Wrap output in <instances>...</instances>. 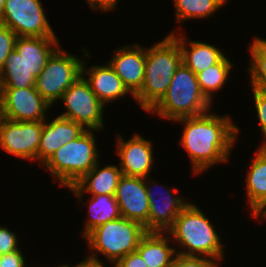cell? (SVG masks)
Listing matches in <instances>:
<instances>
[{
  "mask_svg": "<svg viewBox=\"0 0 266 267\" xmlns=\"http://www.w3.org/2000/svg\"><path fill=\"white\" fill-rule=\"evenodd\" d=\"M175 121L185 124L180 140L192 162L193 172L199 174L216 163L228 161L239 128L229 116L208 112Z\"/></svg>",
  "mask_w": 266,
  "mask_h": 267,
  "instance_id": "6da1fadb",
  "label": "cell"
},
{
  "mask_svg": "<svg viewBox=\"0 0 266 267\" xmlns=\"http://www.w3.org/2000/svg\"><path fill=\"white\" fill-rule=\"evenodd\" d=\"M181 64L182 52L178 41L171 34L146 49L143 86L134 96L144 111L149 112L166 94Z\"/></svg>",
  "mask_w": 266,
  "mask_h": 267,
  "instance_id": "7a4b0ae2",
  "label": "cell"
},
{
  "mask_svg": "<svg viewBox=\"0 0 266 267\" xmlns=\"http://www.w3.org/2000/svg\"><path fill=\"white\" fill-rule=\"evenodd\" d=\"M167 233L186 249L176 252L177 254L200 257L204 255L219 261L224 259L219 235L203 212L194 204L188 202L165 234Z\"/></svg>",
  "mask_w": 266,
  "mask_h": 267,
  "instance_id": "3957f363",
  "label": "cell"
},
{
  "mask_svg": "<svg viewBox=\"0 0 266 267\" xmlns=\"http://www.w3.org/2000/svg\"><path fill=\"white\" fill-rule=\"evenodd\" d=\"M210 105L200 89L197 75L182 63L175 71L166 94L149 112L175 121L204 114L210 110Z\"/></svg>",
  "mask_w": 266,
  "mask_h": 267,
  "instance_id": "277c9868",
  "label": "cell"
},
{
  "mask_svg": "<svg viewBox=\"0 0 266 267\" xmlns=\"http://www.w3.org/2000/svg\"><path fill=\"white\" fill-rule=\"evenodd\" d=\"M95 142L92 130L87 129L55 151L43 167L51 171L61 186H73L99 162Z\"/></svg>",
  "mask_w": 266,
  "mask_h": 267,
  "instance_id": "5b68a950",
  "label": "cell"
},
{
  "mask_svg": "<svg viewBox=\"0 0 266 267\" xmlns=\"http://www.w3.org/2000/svg\"><path fill=\"white\" fill-rule=\"evenodd\" d=\"M146 233L142 224L121 216L98 226L85 239L90 249L102 253L115 264L127 254L136 251Z\"/></svg>",
  "mask_w": 266,
  "mask_h": 267,
  "instance_id": "8992f818",
  "label": "cell"
},
{
  "mask_svg": "<svg viewBox=\"0 0 266 267\" xmlns=\"http://www.w3.org/2000/svg\"><path fill=\"white\" fill-rule=\"evenodd\" d=\"M82 64V59L59 47L37 76L36 90L50 105L60 101L62 94L82 75Z\"/></svg>",
  "mask_w": 266,
  "mask_h": 267,
  "instance_id": "52a82bcc",
  "label": "cell"
},
{
  "mask_svg": "<svg viewBox=\"0 0 266 267\" xmlns=\"http://www.w3.org/2000/svg\"><path fill=\"white\" fill-rule=\"evenodd\" d=\"M39 0H6L0 23L17 37H56Z\"/></svg>",
  "mask_w": 266,
  "mask_h": 267,
  "instance_id": "ba28073f",
  "label": "cell"
},
{
  "mask_svg": "<svg viewBox=\"0 0 266 267\" xmlns=\"http://www.w3.org/2000/svg\"><path fill=\"white\" fill-rule=\"evenodd\" d=\"M67 111L59 116L80 124L85 130L103 128L104 104L91 90L85 76L81 75L60 98Z\"/></svg>",
  "mask_w": 266,
  "mask_h": 267,
  "instance_id": "9c48e42d",
  "label": "cell"
},
{
  "mask_svg": "<svg viewBox=\"0 0 266 267\" xmlns=\"http://www.w3.org/2000/svg\"><path fill=\"white\" fill-rule=\"evenodd\" d=\"M43 122H17L2 117L0 147L7 153L22 159L38 160Z\"/></svg>",
  "mask_w": 266,
  "mask_h": 267,
  "instance_id": "30bf717a",
  "label": "cell"
},
{
  "mask_svg": "<svg viewBox=\"0 0 266 267\" xmlns=\"http://www.w3.org/2000/svg\"><path fill=\"white\" fill-rule=\"evenodd\" d=\"M2 117L17 122L44 121L51 105L36 87L1 88Z\"/></svg>",
  "mask_w": 266,
  "mask_h": 267,
  "instance_id": "8fae6325",
  "label": "cell"
},
{
  "mask_svg": "<svg viewBox=\"0 0 266 267\" xmlns=\"http://www.w3.org/2000/svg\"><path fill=\"white\" fill-rule=\"evenodd\" d=\"M115 198L121 216L139 222L149 232V199L145 178L122 175Z\"/></svg>",
  "mask_w": 266,
  "mask_h": 267,
  "instance_id": "7c38bea8",
  "label": "cell"
},
{
  "mask_svg": "<svg viewBox=\"0 0 266 267\" xmlns=\"http://www.w3.org/2000/svg\"><path fill=\"white\" fill-rule=\"evenodd\" d=\"M117 153L123 175L147 178L153 163V146L151 141L141 135H134L129 140L123 141L121 135L117 136Z\"/></svg>",
  "mask_w": 266,
  "mask_h": 267,
  "instance_id": "4fadbf2b",
  "label": "cell"
},
{
  "mask_svg": "<svg viewBox=\"0 0 266 267\" xmlns=\"http://www.w3.org/2000/svg\"><path fill=\"white\" fill-rule=\"evenodd\" d=\"M115 53L108 63L134 97L143 86L146 50L135 44L119 48Z\"/></svg>",
  "mask_w": 266,
  "mask_h": 267,
  "instance_id": "5bb4252c",
  "label": "cell"
},
{
  "mask_svg": "<svg viewBox=\"0 0 266 267\" xmlns=\"http://www.w3.org/2000/svg\"><path fill=\"white\" fill-rule=\"evenodd\" d=\"M43 122L40 144L38 149V160L42 165L61 146L78 138L85 129L78 123L61 116L56 117L50 123Z\"/></svg>",
  "mask_w": 266,
  "mask_h": 267,
  "instance_id": "9a60e30c",
  "label": "cell"
},
{
  "mask_svg": "<svg viewBox=\"0 0 266 267\" xmlns=\"http://www.w3.org/2000/svg\"><path fill=\"white\" fill-rule=\"evenodd\" d=\"M146 179L145 186L150 205L149 232L166 233L173 226L175 219L188 203L182 200V198L174 196L175 193L172 190L166 191V195L163 194L165 192H161L160 200L157 199V196L154 194L155 191L153 192L152 187H150V181ZM162 196L165 197V200Z\"/></svg>",
  "mask_w": 266,
  "mask_h": 267,
  "instance_id": "2e32d148",
  "label": "cell"
},
{
  "mask_svg": "<svg viewBox=\"0 0 266 267\" xmlns=\"http://www.w3.org/2000/svg\"><path fill=\"white\" fill-rule=\"evenodd\" d=\"M99 167V162L85 174L77 183L68 187L77 196L82 199L83 191L92 195H112L115 196L118 182L123 175L120 168L116 165H107Z\"/></svg>",
  "mask_w": 266,
  "mask_h": 267,
  "instance_id": "e0dca14e",
  "label": "cell"
},
{
  "mask_svg": "<svg viewBox=\"0 0 266 267\" xmlns=\"http://www.w3.org/2000/svg\"><path fill=\"white\" fill-rule=\"evenodd\" d=\"M85 72L88 75V78H85V80L89 83L96 97L104 105L109 101H114V99L122 98L127 93L132 94L109 63L106 66L95 65L88 70L85 68L84 61L82 64V75Z\"/></svg>",
  "mask_w": 266,
  "mask_h": 267,
  "instance_id": "ac0fdd59",
  "label": "cell"
},
{
  "mask_svg": "<svg viewBox=\"0 0 266 267\" xmlns=\"http://www.w3.org/2000/svg\"><path fill=\"white\" fill-rule=\"evenodd\" d=\"M56 37H17L14 49L25 60L27 69L36 78L48 59L59 48Z\"/></svg>",
  "mask_w": 266,
  "mask_h": 267,
  "instance_id": "d6986e66",
  "label": "cell"
},
{
  "mask_svg": "<svg viewBox=\"0 0 266 267\" xmlns=\"http://www.w3.org/2000/svg\"><path fill=\"white\" fill-rule=\"evenodd\" d=\"M255 154L245 181L251 216L258 218L266 210V147Z\"/></svg>",
  "mask_w": 266,
  "mask_h": 267,
  "instance_id": "ffe728a7",
  "label": "cell"
},
{
  "mask_svg": "<svg viewBox=\"0 0 266 267\" xmlns=\"http://www.w3.org/2000/svg\"><path fill=\"white\" fill-rule=\"evenodd\" d=\"M173 32L171 35L178 41L182 52V63L190 68L196 75L218 63L223 57V53L217 47L205 42L190 41V49L186 48V40L182 35Z\"/></svg>",
  "mask_w": 266,
  "mask_h": 267,
  "instance_id": "44dd1931",
  "label": "cell"
},
{
  "mask_svg": "<svg viewBox=\"0 0 266 267\" xmlns=\"http://www.w3.org/2000/svg\"><path fill=\"white\" fill-rule=\"evenodd\" d=\"M166 237L164 232H147L140 240L136 251L148 267H171L177 250L168 245L170 238Z\"/></svg>",
  "mask_w": 266,
  "mask_h": 267,
  "instance_id": "7402d4cb",
  "label": "cell"
},
{
  "mask_svg": "<svg viewBox=\"0 0 266 267\" xmlns=\"http://www.w3.org/2000/svg\"><path fill=\"white\" fill-rule=\"evenodd\" d=\"M1 88L35 87L36 77L27 69L25 60L13 49L0 70Z\"/></svg>",
  "mask_w": 266,
  "mask_h": 267,
  "instance_id": "603a6c76",
  "label": "cell"
},
{
  "mask_svg": "<svg viewBox=\"0 0 266 267\" xmlns=\"http://www.w3.org/2000/svg\"><path fill=\"white\" fill-rule=\"evenodd\" d=\"M89 203V215L91 217L84 226V238L98 226L121 217L115 196L92 195V199Z\"/></svg>",
  "mask_w": 266,
  "mask_h": 267,
  "instance_id": "cb8c5ba5",
  "label": "cell"
},
{
  "mask_svg": "<svg viewBox=\"0 0 266 267\" xmlns=\"http://www.w3.org/2000/svg\"><path fill=\"white\" fill-rule=\"evenodd\" d=\"M232 63L224 56L218 63L209 66L197 74L198 83L202 93L212 102L214 91L222 89L232 69Z\"/></svg>",
  "mask_w": 266,
  "mask_h": 267,
  "instance_id": "d4e9b609",
  "label": "cell"
},
{
  "mask_svg": "<svg viewBox=\"0 0 266 267\" xmlns=\"http://www.w3.org/2000/svg\"><path fill=\"white\" fill-rule=\"evenodd\" d=\"M177 22L193 18H207L228 0H173Z\"/></svg>",
  "mask_w": 266,
  "mask_h": 267,
  "instance_id": "484cf974",
  "label": "cell"
},
{
  "mask_svg": "<svg viewBox=\"0 0 266 267\" xmlns=\"http://www.w3.org/2000/svg\"><path fill=\"white\" fill-rule=\"evenodd\" d=\"M251 67H249L252 88L266 92V40L255 38L250 46Z\"/></svg>",
  "mask_w": 266,
  "mask_h": 267,
  "instance_id": "4316f807",
  "label": "cell"
},
{
  "mask_svg": "<svg viewBox=\"0 0 266 267\" xmlns=\"http://www.w3.org/2000/svg\"><path fill=\"white\" fill-rule=\"evenodd\" d=\"M17 35L9 27L0 23V70L6 58L15 47Z\"/></svg>",
  "mask_w": 266,
  "mask_h": 267,
  "instance_id": "83f0119b",
  "label": "cell"
},
{
  "mask_svg": "<svg viewBox=\"0 0 266 267\" xmlns=\"http://www.w3.org/2000/svg\"><path fill=\"white\" fill-rule=\"evenodd\" d=\"M215 261L206 257L176 254L171 267H217L218 264Z\"/></svg>",
  "mask_w": 266,
  "mask_h": 267,
  "instance_id": "f1b7e54d",
  "label": "cell"
},
{
  "mask_svg": "<svg viewBox=\"0 0 266 267\" xmlns=\"http://www.w3.org/2000/svg\"><path fill=\"white\" fill-rule=\"evenodd\" d=\"M253 95H254V102L259 118L260 129L262 130V134L266 139V92L252 88ZM266 145V140L261 144V146Z\"/></svg>",
  "mask_w": 266,
  "mask_h": 267,
  "instance_id": "f546056e",
  "label": "cell"
},
{
  "mask_svg": "<svg viewBox=\"0 0 266 267\" xmlns=\"http://www.w3.org/2000/svg\"><path fill=\"white\" fill-rule=\"evenodd\" d=\"M16 234L10 232L7 227L0 226V255L18 250Z\"/></svg>",
  "mask_w": 266,
  "mask_h": 267,
  "instance_id": "4dcf8cb0",
  "label": "cell"
},
{
  "mask_svg": "<svg viewBox=\"0 0 266 267\" xmlns=\"http://www.w3.org/2000/svg\"><path fill=\"white\" fill-rule=\"evenodd\" d=\"M0 267H25V259L18 249L14 252L0 255Z\"/></svg>",
  "mask_w": 266,
  "mask_h": 267,
  "instance_id": "1f68e13d",
  "label": "cell"
},
{
  "mask_svg": "<svg viewBox=\"0 0 266 267\" xmlns=\"http://www.w3.org/2000/svg\"><path fill=\"white\" fill-rule=\"evenodd\" d=\"M114 267H148L137 251L131 252L118 260Z\"/></svg>",
  "mask_w": 266,
  "mask_h": 267,
  "instance_id": "d6a6232c",
  "label": "cell"
},
{
  "mask_svg": "<svg viewBox=\"0 0 266 267\" xmlns=\"http://www.w3.org/2000/svg\"><path fill=\"white\" fill-rule=\"evenodd\" d=\"M118 0H87V2L90 4V7L94 10L99 11H109V10H114L116 7V4Z\"/></svg>",
  "mask_w": 266,
  "mask_h": 267,
  "instance_id": "836d02e7",
  "label": "cell"
},
{
  "mask_svg": "<svg viewBox=\"0 0 266 267\" xmlns=\"http://www.w3.org/2000/svg\"><path fill=\"white\" fill-rule=\"evenodd\" d=\"M76 267H105L104 263L99 261L97 256L89 255L85 260L81 261V263L77 264Z\"/></svg>",
  "mask_w": 266,
  "mask_h": 267,
  "instance_id": "e575fe53",
  "label": "cell"
},
{
  "mask_svg": "<svg viewBox=\"0 0 266 267\" xmlns=\"http://www.w3.org/2000/svg\"><path fill=\"white\" fill-rule=\"evenodd\" d=\"M5 1H6V0H0V14H1L2 10H3Z\"/></svg>",
  "mask_w": 266,
  "mask_h": 267,
  "instance_id": "d590c367",
  "label": "cell"
},
{
  "mask_svg": "<svg viewBox=\"0 0 266 267\" xmlns=\"http://www.w3.org/2000/svg\"><path fill=\"white\" fill-rule=\"evenodd\" d=\"M260 216L264 217L266 220V210Z\"/></svg>",
  "mask_w": 266,
  "mask_h": 267,
  "instance_id": "8d00e7d4",
  "label": "cell"
},
{
  "mask_svg": "<svg viewBox=\"0 0 266 267\" xmlns=\"http://www.w3.org/2000/svg\"><path fill=\"white\" fill-rule=\"evenodd\" d=\"M1 94H2V89H1V83H0V105H1Z\"/></svg>",
  "mask_w": 266,
  "mask_h": 267,
  "instance_id": "74e56055",
  "label": "cell"
},
{
  "mask_svg": "<svg viewBox=\"0 0 266 267\" xmlns=\"http://www.w3.org/2000/svg\"><path fill=\"white\" fill-rule=\"evenodd\" d=\"M58 267H70V265H69V266H67V265H63V266H58ZM73 267H76V265L73 266Z\"/></svg>",
  "mask_w": 266,
  "mask_h": 267,
  "instance_id": "f35d334b",
  "label": "cell"
},
{
  "mask_svg": "<svg viewBox=\"0 0 266 267\" xmlns=\"http://www.w3.org/2000/svg\"><path fill=\"white\" fill-rule=\"evenodd\" d=\"M2 118V113H1V105H0V120Z\"/></svg>",
  "mask_w": 266,
  "mask_h": 267,
  "instance_id": "ab89813d",
  "label": "cell"
}]
</instances>
